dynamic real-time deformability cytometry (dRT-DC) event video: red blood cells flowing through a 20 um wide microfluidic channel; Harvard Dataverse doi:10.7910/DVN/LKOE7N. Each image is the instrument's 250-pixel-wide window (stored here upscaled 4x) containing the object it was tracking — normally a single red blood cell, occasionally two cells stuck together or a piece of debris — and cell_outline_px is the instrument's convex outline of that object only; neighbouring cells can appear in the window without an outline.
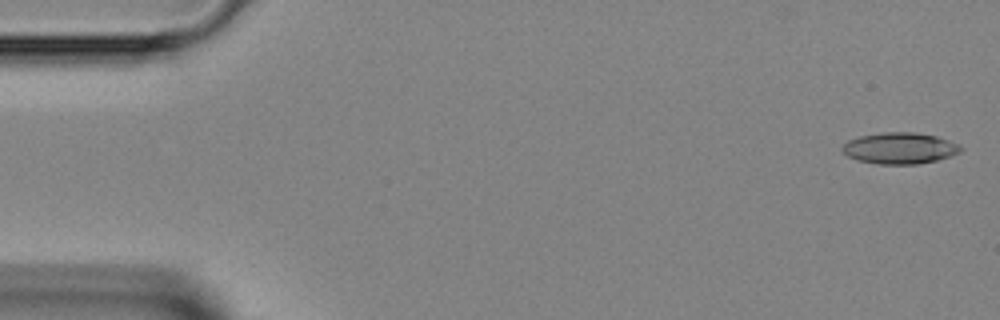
{"species": "Egyptian fruit bat (a non-hibernating species)", "species_latin": "Rousettus aegyptiacus", "temperature_condition": "room temperature", "stored_images_in_passage": 44, "camera_frame_rate_fps": 3000, "um_per_image_px": 0.085, "animal": {"sex": "female"}, "frame": {"image": 1, "passage_image": 1, "time_ms": 0.0, "image_size_px": [1000, 320], "cell_outline_px": [[964, 148], [960, 152], [952, 156], [936, 160], [916, 164], [876, 164], [856, 160], [848, 156], [840, 148], [848, 140], [860, 136], [884, 132], [916, 132], [936, 136], [948, 140]], "centroid_in_image_um": [76.47, 12.6], "position_along_channel_um": 8.5, "area_um2": 21.62}}
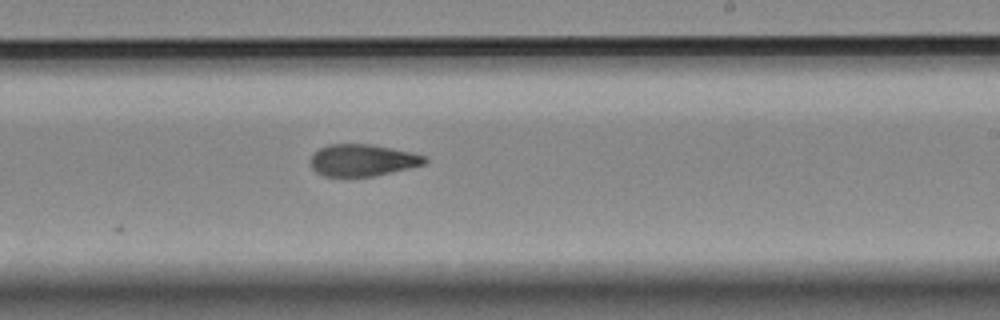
{"frame": {"image": 2, "passage_image": 26, "time_ms": 8.333, "image_size_px": [1000, 320], "cell_outline_px": [[428, 160], [424, 164], [408, 168], [372, 176], [324, 176], [316, 172], [308, 164], [308, 160], [320, 148], [328, 144], [372, 144], [412, 152], [424, 156]], "centroid_in_image_um": [30.77, 13.61], "position_along_channel_um": 258.2, "area_um2": 21.15}}
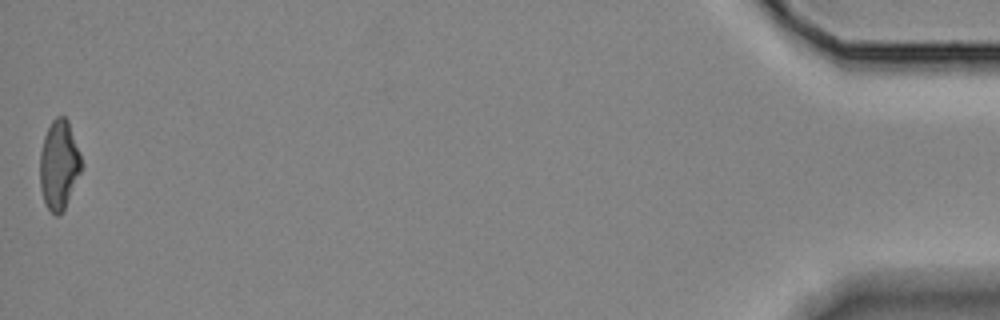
{"frame": {"image": 3, "passage_image": 44, "time_ms": 14.333, "image_size_px": [1000, 320], "cell_outline_px": [[84, 164], [64, 208], [56, 216], [48, 208], [44, 200], [40, 188], [40, 152], [44, 136], [52, 120], [56, 116], [64, 116], [68, 120]], "centroid_in_image_um": [5.02, 13.97], "position_along_channel_um": 430.2, "area_um2": 21.39}}